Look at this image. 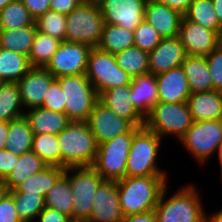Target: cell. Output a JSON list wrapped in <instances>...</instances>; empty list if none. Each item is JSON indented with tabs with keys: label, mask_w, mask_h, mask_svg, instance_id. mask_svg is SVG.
I'll list each match as a JSON object with an SVG mask.
<instances>
[{
	"label": "cell",
	"mask_w": 222,
	"mask_h": 222,
	"mask_svg": "<svg viewBox=\"0 0 222 222\" xmlns=\"http://www.w3.org/2000/svg\"><path fill=\"white\" fill-rule=\"evenodd\" d=\"M168 176L125 177L117 181L119 203L124 216L154 210Z\"/></svg>",
	"instance_id": "6da1fadb"
},
{
	"label": "cell",
	"mask_w": 222,
	"mask_h": 222,
	"mask_svg": "<svg viewBox=\"0 0 222 222\" xmlns=\"http://www.w3.org/2000/svg\"><path fill=\"white\" fill-rule=\"evenodd\" d=\"M168 186L164 187L154 209L157 222H205V206L197 186L185 183L170 196Z\"/></svg>",
	"instance_id": "7a4b0ae2"
},
{
	"label": "cell",
	"mask_w": 222,
	"mask_h": 222,
	"mask_svg": "<svg viewBox=\"0 0 222 222\" xmlns=\"http://www.w3.org/2000/svg\"><path fill=\"white\" fill-rule=\"evenodd\" d=\"M61 167L93 166L98 144L87 122L71 121L58 134Z\"/></svg>",
	"instance_id": "3957f363"
},
{
	"label": "cell",
	"mask_w": 222,
	"mask_h": 222,
	"mask_svg": "<svg viewBox=\"0 0 222 222\" xmlns=\"http://www.w3.org/2000/svg\"><path fill=\"white\" fill-rule=\"evenodd\" d=\"M163 141L158 134L142 127L131 142L126 176H168V172L157 164Z\"/></svg>",
	"instance_id": "277c9868"
},
{
	"label": "cell",
	"mask_w": 222,
	"mask_h": 222,
	"mask_svg": "<svg viewBox=\"0 0 222 222\" xmlns=\"http://www.w3.org/2000/svg\"><path fill=\"white\" fill-rule=\"evenodd\" d=\"M193 122L187 102L165 103L159 101L145 117L144 127L158 134L163 140L174 136L179 142Z\"/></svg>",
	"instance_id": "5b68a950"
},
{
	"label": "cell",
	"mask_w": 222,
	"mask_h": 222,
	"mask_svg": "<svg viewBox=\"0 0 222 222\" xmlns=\"http://www.w3.org/2000/svg\"><path fill=\"white\" fill-rule=\"evenodd\" d=\"M141 128L134 126L129 132L98 144L96 159L92 167L104 180L117 182L126 177V165L131 142L133 136Z\"/></svg>",
	"instance_id": "8992f818"
},
{
	"label": "cell",
	"mask_w": 222,
	"mask_h": 222,
	"mask_svg": "<svg viewBox=\"0 0 222 222\" xmlns=\"http://www.w3.org/2000/svg\"><path fill=\"white\" fill-rule=\"evenodd\" d=\"M66 19L65 41L97 47L105 24L97 2L82 1Z\"/></svg>",
	"instance_id": "52a82bcc"
},
{
	"label": "cell",
	"mask_w": 222,
	"mask_h": 222,
	"mask_svg": "<svg viewBox=\"0 0 222 222\" xmlns=\"http://www.w3.org/2000/svg\"><path fill=\"white\" fill-rule=\"evenodd\" d=\"M65 100V114L70 121L86 122L98 101L93 84L86 74H77L56 78Z\"/></svg>",
	"instance_id": "ba28073f"
},
{
	"label": "cell",
	"mask_w": 222,
	"mask_h": 222,
	"mask_svg": "<svg viewBox=\"0 0 222 222\" xmlns=\"http://www.w3.org/2000/svg\"><path fill=\"white\" fill-rule=\"evenodd\" d=\"M64 175L73 193L72 222H87L92 212L94 195L104 179L92 166L67 167Z\"/></svg>",
	"instance_id": "9c48e42d"
},
{
	"label": "cell",
	"mask_w": 222,
	"mask_h": 222,
	"mask_svg": "<svg viewBox=\"0 0 222 222\" xmlns=\"http://www.w3.org/2000/svg\"><path fill=\"white\" fill-rule=\"evenodd\" d=\"M222 142V120L194 121L179 143L197 164L206 165Z\"/></svg>",
	"instance_id": "30bf717a"
},
{
	"label": "cell",
	"mask_w": 222,
	"mask_h": 222,
	"mask_svg": "<svg viewBox=\"0 0 222 222\" xmlns=\"http://www.w3.org/2000/svg\"><path fill=\"white\" fill-rule=\"evenodd\" d=\"M86 77L93 84L97 94L118 86L130 85L132 77L117 65L114 54L91 48Z\"/></svg>",
	"instance_id": "8fae6325"
},
{
	"label": "cell",
	"mask_w": 222,
	"mask_h": 222,
	"mask_svg": "<svg viewBox=\"0 0 222 222\" xmlns=\"http://www.w3.org/2000/svg\"><path fill=\"white\" fill-rule=\"evenodd\" d=\"M91 48L83 43L62 41L44 68L55 78L86 74Z\"/></svg>",
	"instance_id": "7c38bea8"
},
{
	"label": "cell",
	"mask_w": 222,
	"mask_h": 222,
	"mask_svg": "<svg viewBox=\"0 0 222 222\" xmlns=\"http://www.w3.org/2000/svg\"><path fill=\"white\" fill-rule=\"evenodd\" d=\"M104 23L133 31L143 20L147 0H97Z\"/></svg>",
	"instance_id": "4fadbf2b"
},
{
	"label": "cell",
	"mask_w": 222,
	"mask_h": 222,
	"mask_svg": "<svg viewBox=\"0 0 222 222\" xmlns=\"http://www.w3.org/2000/svg\"><path fill=\"white\" fill-rule=\"evenodd\" d=\"M86 122L97 144H101L120 134L129 132L134 127L128 120L116 115L99 100L95 103Z\"/></svg>",
	"instance_id": "5bb4252c"
},
{
	"label": "cell",
	"mask_w": 222,
	"mask_h": 222,
	"mask_svg": "<svg viewBox=\"0 0 222 222\" xmlns=\"http://www.w3.org/2000/svg\"><path fill=\"white\" fill-rule=\"evenodd\" d=\"M178 37L187 55L206 56L219 46V34L182 17Z\"/></svg>",
	"instance_id": "9a60e30c"
},
{
	"label": "cell",
	"mask_w": 222,
	"mask_h": 222,
	"mask_svg": "<svg viewBox=\"0 0 222 222\" xmlns=\"http://www.w3.org/2000/svg\"><path fill=\"white\" fill-rule=\"evenodd\" d=\"M87 222H121L124 214L119 203L116 181L104 180L98 187Z\"/></svg>",
	"instance_id": "2e32d148"
},
{
	"label": "cell",
	"mask_w": 222,
	"mask_h": 222,
	"mask_svg": "<svg viewBox=\"0 0 222 222\" xmlns=\"http://www.w3.org/2000/svg\"><path fill=\"white\" fill-rule=\"evenodd\" d=\"M54 79L52 73L44 67H32L17 82L25 111L42 105L47 89Z\"/></svg>",
	"instance_id": "e0dca14e"
},
{
	"label": "cell",
	"mask_w": 222,
	"mask_h": 222,
	"mask_svg": "<svg viewBox=\"0 0 222 222\" xmlns=\"http://www.w3.org/2000/svg\"><path fill=\"white\" fill-rule=\"evenodd\" d=\"M149 54V73L157 75L181 66L187 53L178 36L162 38Z\"/></svg>",
	"instance_id": "ac0fdd59"
},
{
	"label": "cell",
	"mask_w": 222,
	"mask_h": 222,
	"mask_svg": "<svg viewBox=\"0 0 222 222\" xmlns=\"http://www.w3.org/2000/svg\"><path fill=\"white\" fill-rule=\"evenodd\" d=\"M183 15L157 0H147L144 19L158 31L162 38H172L179 34Z\"/></svg>",
	"instance_id": "d6986e66"
},
{
	"label": "cell",
	"mask_w": 222,
	"mask_h": 222,
	"mask_svg": "<svg viewBox=\"0 0 222 222\" xmlns=\"http://www.w3.org/2000/svg\"><path fill=\"white\" fill-rule=\"evenodd\" d=\"M160 102H187L191 95L187 77L181 66L156 75Z\"/></svg>",
	"instance_id": "ffe728a7"
},
{
	"label": "cell",
	"mask_w": 222,
	"mask_h": 222,
	"mask_svg": "<svg viewBox=\"0 0 222 222\" xmlns=\"http://www.w3.org/2000/svg\"><path fill=\"white\" fill-rule=\"evenodd\" d=\"M98 100L133 126L144 127L145 118L133 106L130 85L118 86L99 94Z\"/></svg>",
	"instance_id": "44dd1931"
},
{
	"label": "cell",
	"mask_w": 222,
	"mask_h": 222,
	"mask_svg": "<svg viewBox=\"0 0 222 222\" xmlns=\"http://www.w3.org/2000/svg\"><path fill=\"white\" fill-rule=\"evenodd\" d=\"M130 97L133 106L145 118L159 102L156 75L146 73L133 77Z\"/></svg>",
	"instance_id": "7402d4cb"
},
{
	"label": "cell",
	"mask_w": 222,
	"mask_h": 222,
	"mask_svg": "<svg viewBox=\"0 0 222 222\" xmlns=\"http://www.w3.org/2000/svg\"><path fill=\"white\" fill-rule=\"evenodd\" d=\"M187 105L193 121L222 120V92L205 91L192 93Z\"/></svg>",
	"instance_id": "603a6c76"
},
{
	"label": "cell",
	"mask_w": 222,
	"mask_h": 222,
	"mask_svg": "<svg viewBox=\"0 0 222 222\" xmlns=\"http://www.w3.org/2000/svg\"><path fill=\"white\" fill-rule=\"evenodd\" d=\"M33 134L58 135L71 122L65 113L51 111L46 108H32L24 113Z\"/></svg>",
	"instance_id": "cb8c5ba5"
},
{
	"label": "cell",
	"mask_w": 222,
	"mask_h": 222,
	"mask_svg": "<svg viewBox=\"0 0 222 222\" xmlns=\"http://www.w3.org/2000/svg\"><path fill=\"white\" fill-rule=\"evenodd\" d=\"M181 67L187 77L191 94L213 90L206 56L187 55Z\"/></svg>",
	"instance_id": "d4e9b609"
},
{
	"label": "cell",
	"mask_w": 222,
	"mask_h": 222,
	"mask_svg": "<svg viewBox=\"0 0 222 222\" xmlns=\"http://www.w3.org/2000/svg\"><path fill=\"white\" fill-rule=\"evenodd\" d=\"M65 168L47 165L38 173L29 176L26 180L18 184L12 191L8 192H27V194H40L44 198L50 188L64 174Z\"/></svg>",
	"instance_id": "484cf974"
},
{
	"label": "cell",
	"mask_w": 222,
	"mask_h": 222,
	"mask_svg": "<svg viewBox=\"0 0 222 222\" xmlns=\"http://www.w3.org/2000/svg\"><path fill=\"white\" fill-rule=\"evenodd\" d=\"M46 166L47 164L32 150L24 152L19 156L16 167L2 181V184L8 191H12L18 184Z\"/></svg>",
	"instance_id": "4316f807"
},
{
	"label": "cell",
	"mask_w": 222,
	"mask_h": 222,
	"mask_svg": "<svg viewBox=\"0 0 222 222\" xmlns=\"http://www.w3.org/2000/svg\"><path fill=\"white\" fill-rule=\"evenodd\" d=\"M36 32L35 22L18 29H0V47L28 57Z\"/></svg>",
	"instance_id": "83f0119b"
},
{
	"label": "cell",
	"mask_w": 222,
	"mask_h": 222,
	"mask_svg": "<svg viewBox=\"0 0 222 222\" xmlns=\"http://www.w3.org/2000/svg\"><path fill=\"white\" fill-rule=\"evenodd\" d=\"M31 68L27 56L0 47V82L17 83Z\"/></svg>",
	"instance_id": "f1b7e54d"
},
{
	"label": "cell",
	"mask_w": 222,
	"mask_h": 222,
	"mask_svg": "<svg viewBox=\"0 0 222 222\" xmlns=\"http://www.w3.org/2000/svg\"><path fill=\"white\" fill-rule=\"evenodd\" d=\"M33 131L25 116L11 120L6 140V149L20 156L32 149Z\"/></svg>",
	"instance_id": "f546056e"
},
{
	"label": "cell",
	"mask_w": 222,
	"mask_h": 222,
	"mask_svg": "<svg viewBox=\"0 0 222 222\" xmlns=\"http://www.w3.org/2000/svg\"><path fill=\"white\" fill-rule=\"evenodd\" d=\"M134 46V32L123 27L105 23L97 48L115 54Z\"/></svg>",
	"instance_id": "4dcf8cb0"
},
{
	"label": "cell",
	"mask_w": 222,
	"mask_h": 222,
	"mask_svg": "<svg viewBox=\"0 0 222 222\" xmlns=\"http://www.w3.org/2000/svg\"><path fill=\"white\" fill-rule=\"evenodd\" d=\"M24 113L17 83L0 82V121L10 122L24 116Z\"/></svg>",
	"instance_id": "1f68e13d"
},
{
	"label": "cell",
	"mask_w": 222,
	"mask_h": 222,
	"mask_svg": "<svg viewBox=\"0 0 222 222\" xmlns=\"http://www.w3.org/2000/svg\"><path fill=\"white\" fill-rule=\"evenodd\" d=\"M45 207H49L71 218L73 214V193L71 184L63 174L45 196Z\"/></svg>",
	"instance_id": "d6a6232c"
},
{
	"label": "cell",
	"mask_w": 222,
	"mask_h": 222,
	"mask_svg": "<svg viewBox=\"0 0 222 222\" xmlns=\"http://www.w3.org/2000/svg\"><path fill=\"white\" fill-rule=\"evenodd\" d=\"M117 65L132 78L149 73V54L138 47H130L114 54Z\"/></svg>",
	"instance_id": "836d02e7"
},
{
	"label": "cell",
	"mask_w": 222,
	"mask_h": 222,
	"mask_svg": "<svg viewBox=\"0 0 222 222\" xmlns=\"http://www.w3.org/2000/svg\"><path fill=\"white\" fill-rule=\"evenodd\" d=\"M189 21L197 23L218 34L222 25L219 23L212 0H193L184 15Z\"/></svg>",
	"instance_id": "e575fe53"
},
{
	"label": "cell",
	"mask_w": 222,
	"mask_h": 222,
	"mask_svg": "<svg viewBox=\"0 0 222 222\" xmlns=\"http://www.w3.org/2000/svg\"><path fill=\"white\" fill-rule=\"evenodd\" d=\"M60 43V40L37 30L28 56L31 66L44 67L57 51Z\"/></svg>",
	"instance_id": "d590c367"
},
{
	"label": "cell",
	"mask_w": 222,
	"mask_h": 222,
	"mask_svg": "<svg viewBox=\"0 0 222 222\" xmlns=\"http://www.w3.org/2000/svg\"><path fill=\"white\" fill-rule=\"evenodd\" d=\"M47 165L61 167V150L56 134H34L32 149Z\"/></svg>",
	"instance_id": "8d00e7d4"
},
{
	"label": "cell",
	"mask_w": 222,
	"mask_h": 222,
	"mask_svg": "<svg viewBox=\"0 0 222 222\" xmlns=\"http://www.w3.org/2000/svg\"><path fill=\"white\" fill-rule=\"evenodd\" d=\"M34 22L21 0H13L0 10V29H18L32 25Z\"/></svg>",
	"instance_id": "74e56055"
},
{
	"label": "cell",
	"mask_w": 222,
	"mask_h": 222,
	"mask_svg": "<svg viewBox=\"0 0 222 222\" xmlns=\"http://www.w3.org/2000/svg\"><path fill=\"white\" fill-rule=\"evenodd\" d=\"M14 198L17 214L22 222H34L45 208V199L40 194L27 192H9Z\"/></svg>",
	"instance_id": "f35d334b"
},
{
	"label": "cell",
	"mask_w": 222,
	"mask_h": 222,
	"mask_svg": "<svg viewBox=\"0 0 222 222\" xmlns=\"http://www.w3.org/2000/svg\"><path fill=\"white\" fill-rule=\"evenodd\" d=\"M37 30L48 34L53 38L65 41L66 15L57 11L48 10L45 14L35 20Z\"/></svg>",
	"instance_id": "ab89813d"
},
{
	"label": "cell",
	"mask_w": 222,
	"mask_h": 222,
	"mask_svg": "<svg viewBox=\"0 0 222 222\" xmlns=\"http://www.w3.org/2000/svg\"><path fill=\"white\" fill-rule=\"evenodd\" d=\"M133 32L134 46L148 53L162 40L158 31H156L145 19L133 30Z\"/></svg>",
	"instance_id": "60d3db41"
},
{
	"label": "cell",
	"mask_w": 222,
	"mask_h": 222,
	"mask_svg": "<svg viewBox=\"0 0 222 222\" xmlns=\"http://www.w3.org/2000/svg\"><path fill=\"white\" fill-rule=\"evenodd\" d=\"M40 107L55 112H65L63 91L61 90L60 83L56 78L51 82L49 88L47 89V93L45 94L43 103Z\"/></svg>",
	"instance_id": "b9f144b4"
},
{
	"label": "cell",
	"mask_w": 222,
	"mask_h": 222,
	"mask_svg": "<svg viewBox=\"0 0 222 222\" xmlns=\"http://www.w3.org/2000/svg\"><path fill=\"white\" fill-rule=\"evenodd\" d=\"M206 59L211 73L213 90L222 92V48L218 46L206 55Z\"/></svg>",
	"instance_id": "7bdbcfd3"
},
{
	"label": "cell",
	"mask_w": 222,
	"mask_h": 222,
	"mask_svg": "<svg viewBox=\"0 0 222 222\" xmlns=\"http://www.w3.org/2000/svg\"><path fill=\"white\" fill-rule=\"evenodd\" d=\"M0 222H22L17 214L14 198L9 192L0 200Z\"/></svg>",
	"instance_id": "ee69618b"
},
{
	"label": "cell",
	"mask_w": 222,
	"mask_h": 222,
	"mask_svg": "<svg viewBox=\"0 0 222 222\" xmlns=\"http://www.w3.org/2000/svg\"><path fill=\"white\" fill-rule=\"evenodd\" d=\"M19 156L8 149L0 150V182L16 167Z\"/></svg>",
	"instance_id": "f6af8a7d"
},
{
	"label": "cell",
	"mask_w": 222,
	"mask_h": 222,
	"mask_svg": "<svg viewBox=\"0 0 222 222\" xmlns=\"http://www.w3.org/2000/svg\"><path fill=\"white\" fill-rule=\"evenodd\" d=\"M31 17L36 20L50 10V0H21Z\"/></svg>",
	"instance_id": "bcb514c9"
},
{
	"label": "cell",
	"mask_w": 222,
	"mask_h": 222,
	"mask_svg": "<svg viewBox=\"0 0 222 222\" xmlns=\"http://www.w3.org/2000/svg\"><path fill=\"white\" fill-rule=\"evenodd\" d=\"M34 222H72L71 218L59 211L45 207Z\"/></svg>",
	"instance_id": "7dc6e473"
},
{
	"label": "cell",
	"mask_w": 222,
	"mask_h": 222,
	"mask_svg": "<svg viewBox=\"0 0 222 222\" xmlns=\"http://www.w3.org/2000/svg\"><path fill=\"white\" fill-rule=\"evenodd\" d=\"M82 1L83 0H50V10L67 15Z\"/></svg>",
	"instance_id": "c3c4849f"
},
{
	"label": "cell",
	"mask_w": 222,
	"mask_h": 222,
	"mask_svg": "<svg viewBox=\"0 0 222 222\" xmlns=\"http://www.w3.org/2000/svg\"><path fill=\"white\" fill-rule=\"evenodd\" d=\"M121 222H157L154 210L124 216Z\"/></svg>",
	"instance_id": "681fc988"
},
{
	"label": "cell",
	"mask_w": 222,
	"mask_h": 222,
	"mask_svg": "<svg viewBox=\"0 0 222 222\" xmlns=\"http://www.w3.org/2000/svg\"><path fill=\"white\" fill-rule=\"evenodd\" d=\"M159 2L165 3L171 9L178 11L183 16L189 9V6L193 0H157Z\"/></svg>",
	"instance_id": "f907efd6"
},
{
	"label": "cell",
	"mask_w": 222,
	"mask_h": 222,
	"mask_svg": "<svg viewBox=\"0 0 222 222\" xmlns=\"http://www.w3.org/2000/svg\"><path fill=\"white\" fill-rule=\"evenodd\" d=\"M8 129L9 122L0 121V150L6 148Z\"/></svg>",
	"instance_id": "816d5d0a"
},
{
	"label": "cell",
	"mask_w": 222,
	"mask_h": 222,
	"mask_svg": "<svg viewBox=\"0 0 222 222\" xmlns=\"http://www.w3.org/2000/svg\"><path fill=\"white\" fill-rule=\"evenodd\" d=\"M207 212L208 211L205 210V222H222V208L214 212L212 211L210 214Z\"/></svg>",
	"instance_id": "f5cc1de1"
},
{
	"label": "cell",
	"mask_w": 222,
	"mask_h": 222,
	"mask_svg": "<svg viewBox=\"0 0 222 222\" xmlns=\"http://www.w3.org/2000/svg\"><path fill=\"white\" fill-rule=\"evenodd\" d=\"M215 14L219 23L222 25V0H212Z\"/></svg>",
	"instance_id": "db71d44e"
},
{
	"label": "cell",
	"mask_w": 222,
	"mask_h": 222,
	"mask_svg": "<svg viewBox=\"0 0 222 222\" xmlns=\"http://www.w3.org/2000/svg\"><path fill=\"white\" fill-rule=\"evenodd\" d=\"M217 158L219 160V165H220V172L222 171V142L219 145L217 152H216Z\"/></svg>",
	"instance_id": "11a10c76"
},
{
	"label": "cell",
	"mask_w": 222,
	"mask_h": 222,
	"mask_svg": "<svg viewBox=\"0 0 222 222\" xmlns=\"http://www.w3.org/2000/svg\"><path fill=\"white\" fill-rule=\"evenodd\" d=\"M8 192V190L5 188V186L0 182V200L2 197Z\"/></svg>",
	"instance_id": "9f6ffc18"
},
{
	"label": "cell",
	"mask_w": 222,
	"mask_h": 222,
	"mask_svg": "<svg viewBox=\"0 0 222 222\" xmlns=\"http://www.w3.org/2000/svg\"><path fill=\"white\" fill-rule=\"evenodd\" d=\"M13 0H0V10H2L3 8H5L10 2H12Z\"/></svg>",
	"instance_id": "6f0895ef"
},
{
	"label": "cell",
	"mask_w": 222,
	"mask_h": 222,
	"mask_svg": "<svg viewBox=\"0 0 222 222\" xmlns=\"http://www.w3.org/2000/svg\"><path fill=\"white\" fill-rule=\"evenodd\" d=\"M219 46L222 48V28L221 31L219 32Z\"/></svg>",
	"instance_id": "680465c9"
},
{
	"label": "cell",
	"mask_w": 222,
	"mask_h": 222,
	"mask_svg": "<svg viewBox=\"0 0 222 222\" xmlns=\"http://www.w3.org/2000/svg\"><path fill=\"white\" fill-rule=\"evenodd\" d=\"M220 176H221V177H219V178H220V180H222V171H221V173H220ZM221 185H222V184H221Z\"/></svg>",
	"instance_id": "91938a15"
},
{
	"label": "cell",
	"mask_w": 222,
	"mask_h": 222,
	"mask_svg": "<svg viewBox=\"0 0 222 222\" xmlns=\"http://www.w3.org/2000/svg\"><path fill=\"white\" fill-rule=\"evenodd\" d=\"M83 1H94V2H96L97 0H83Z\"/></svg>",
	"instance_id": "94428289"
}]
</instances>
